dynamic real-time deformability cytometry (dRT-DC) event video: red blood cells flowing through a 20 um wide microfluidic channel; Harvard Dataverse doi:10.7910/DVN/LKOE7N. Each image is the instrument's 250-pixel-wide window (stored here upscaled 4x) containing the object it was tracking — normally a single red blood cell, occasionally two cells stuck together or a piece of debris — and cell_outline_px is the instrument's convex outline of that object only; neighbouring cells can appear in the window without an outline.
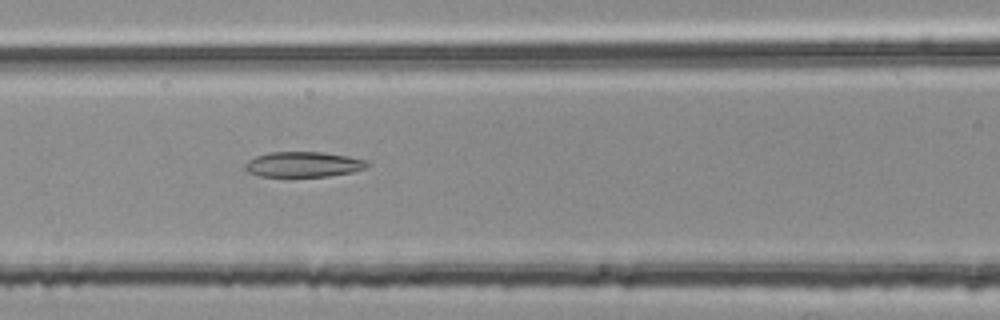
{"species": "common noctule bat (a hibernating species)", "species_latin": "Nyctalus noctula", "temperature_condition": "room temperature", "stored_images_in_passage": 54, "segment_of_instrument_passage": [2, 2], "camera_frame_rate_fps": 3000, "um_per_image_px": 0.085, "animal": {"sex": "female", "body_mass_g": 25.1}, "frame": {"image": 1, "passage_image": 23, "time_ms": 7.333, "image_size_px": [1000, 320], "cell_outline_px": [[368, 164], [364, 168], [352, 172], [328, 176], [260, 176], [248, 172], [244, 168], [244, 164], [248, 160], [256, 156], [268, 152], [324, 152], [348, 156], [368, 160]], "centroid_in_image_um": [25.77, 13.96], "position_along_channel_um": 140.8, "area_um2": 17.98}}
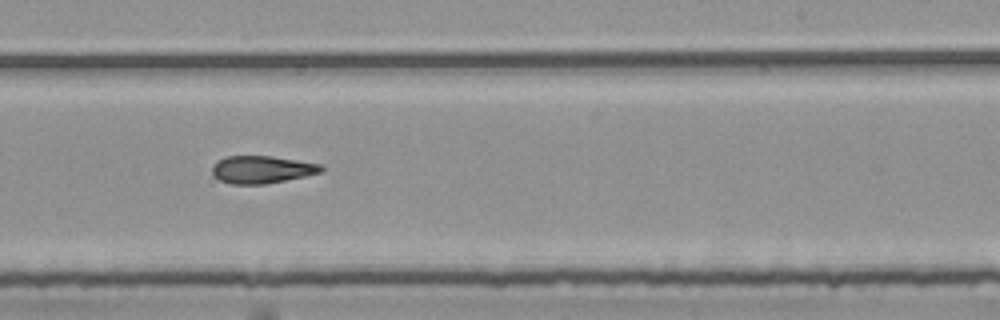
{"frame": {"image": 2, "passage_image": 33, "time_ms": 10.667, "image_size_px": [1000, 320], "cell_outline_px": [[324, 172], [264, 184], [232, 184], [220, 180], [212, 172], [212, 168], [216, 160], [224, 156], [272, 156], [320, 164], [324, 168]], "centroid_in_image_um": [22.25, 14.4], "position_along_channel_um": 266.8, "area_um2": 17.4}}
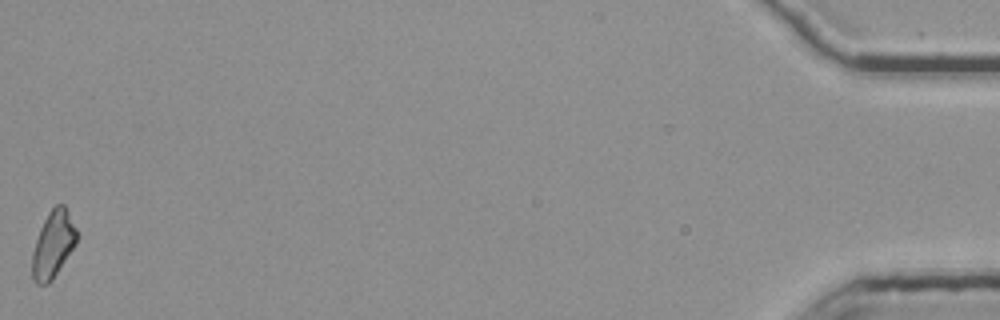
{"frame": {"image": 3, "passage_image": 54, "time_ms": 17.667, "image_size_px": [1000, 320], "cell_outline_px": [[80, 236], [76, 244], [52, 280], [48, 284], [36, 284], [32, 276], [32, 252], [40, 228], [48, 212], [56, 204], [64, 204]], "centroid_in_image_um": [4.53, 20.77], "position_along_channel_um": 430.7, "area_um2": 17.4}}